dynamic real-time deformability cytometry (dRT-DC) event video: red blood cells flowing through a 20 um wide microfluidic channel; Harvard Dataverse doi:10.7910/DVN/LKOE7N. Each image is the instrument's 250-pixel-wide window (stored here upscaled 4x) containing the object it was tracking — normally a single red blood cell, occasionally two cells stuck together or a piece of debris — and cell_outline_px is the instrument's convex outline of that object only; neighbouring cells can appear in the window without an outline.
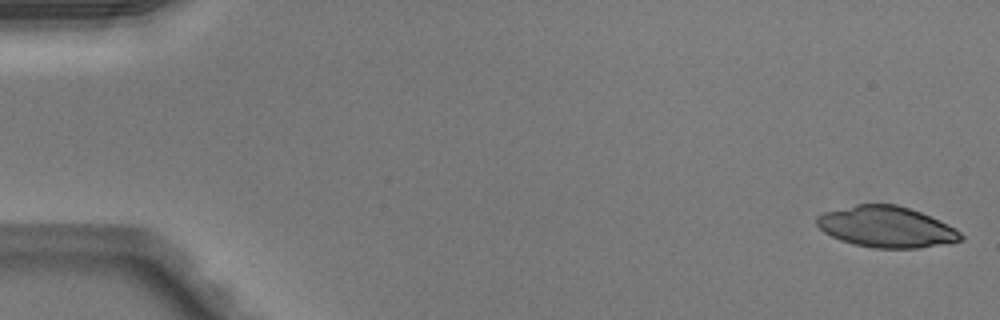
{"species": "Egyptian fruit bat (a non-hibernating species)", "species_latin": "Rousettus aegyptiacus", "temperature_condition": "warm", "stored_images_in_passage": 49, "camera_frame_rate_fps": 3000, "um_per_image_px": 0.085, "animal": {"sex": "male"}, "frame": {"image": 1, "passage_image": 1, "time_ms": 0.0, "image_size_px": [1000, 320], "cell_outline_px": [[964, 240], [920, 248], [872, 248], [852, 244], [840, 240], [824, 232], [816, 224], [816, 216], [824, 212], [856, 204], [896, 204], [920, 212], [940, 220], [956, 228], [964, 236]], "centroid_in_image_um": [75.35, 19.29], "position_along_channel_um": 9.7, "area_um2": 34.56}}